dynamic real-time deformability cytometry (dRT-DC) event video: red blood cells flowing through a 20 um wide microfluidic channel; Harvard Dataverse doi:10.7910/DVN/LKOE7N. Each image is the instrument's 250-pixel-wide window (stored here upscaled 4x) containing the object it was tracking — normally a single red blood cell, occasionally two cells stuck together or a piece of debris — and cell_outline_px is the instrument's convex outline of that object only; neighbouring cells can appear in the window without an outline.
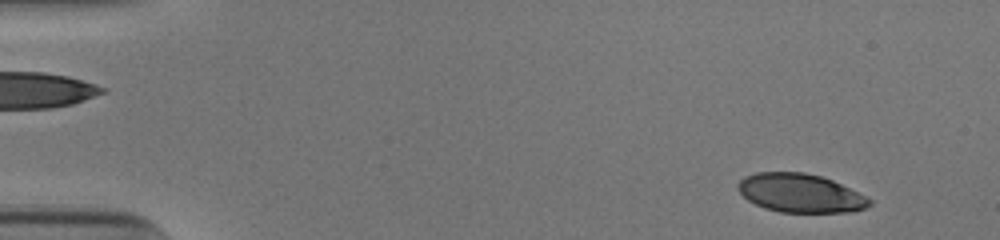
{"species": "human", "species_latin": "Homo sapiens", "temperature_condition": "cold", "stored_images_in_passage": 52, "camera_frame_rate_fps": 3000, "um_per_image_px": 0.085, "donor": {"sex": "male"}, "frame": {"image": 1, "passage_image": 4, "time_ms": 1.0, "image_size_px": [1000, 240], "cell_outline_px": [[872, 204], [864, 208], [852, 212], [780, 212], [764, 208], [748, 200], [736, 188], [736, 184], [744, 176], [756, 172], [804, 172], [820, 176], [832, 180], [872, 200]], "centroid_in_image_um": [67.98, 16.41], "position_along_channel_um": 17.0, "area_um2": 29.48}}
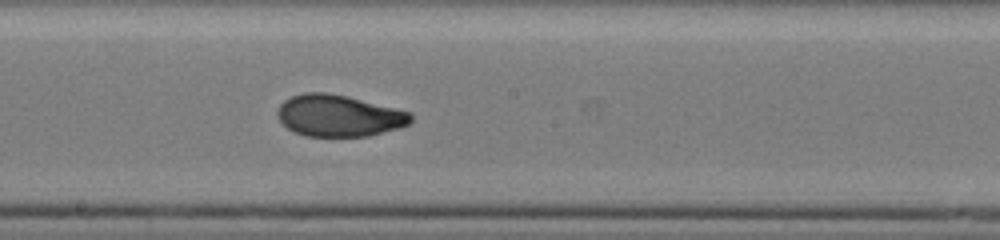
{"frame": {"image": 2, "passage_image": 29, "time_ms": 9.333, "image_size_px": [1000, 240], "cell_outline_px": [[412, 120], [408, 124], [400, 128], [368, 136], [304, 136], [288, 128], [276, 116], [276, 112], [280, 104], [284, 100], [292, 96], [304, 92], [324, 92], [348, 96], [412, 112]], "centroid_in_image_um": [28.81, 9.83], "position_along_channel_um": 219.4, "area_um2": 32.48}}
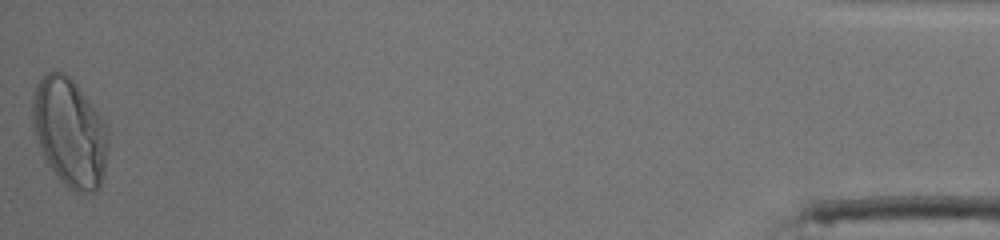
{"frame": {"image": 3, "passage_image": 52, "time_ms": 17.0, "image_size_px": [1000, 240], "cell_outline_px": [[108, 140], [104, 172], [100, 184], [92, 192], [84, 196], [68, 188], [56, 176], [48, 164], [36, 140], [32, 128], [32, 96], [36, 84], [44, 72], [64, 72], [76, 84], [104, 120], [108, 128]], "centroid_in_image_um": [5.9, 11.26], "position_along_channel_um": 429.3, "area_um2": 48.09}, "authors_computed_cell_mechanics": {"area_um2": 32.368, "velocity_mm_per_s": 3.8961, "shape_relaxation_time_tau1_ms": 6.4385, "shape_relaxation_time_tau2_ms": 1.0435, "deformation_change_tau1": 0.2306, "deformation_change_tau2": 0.0563}}